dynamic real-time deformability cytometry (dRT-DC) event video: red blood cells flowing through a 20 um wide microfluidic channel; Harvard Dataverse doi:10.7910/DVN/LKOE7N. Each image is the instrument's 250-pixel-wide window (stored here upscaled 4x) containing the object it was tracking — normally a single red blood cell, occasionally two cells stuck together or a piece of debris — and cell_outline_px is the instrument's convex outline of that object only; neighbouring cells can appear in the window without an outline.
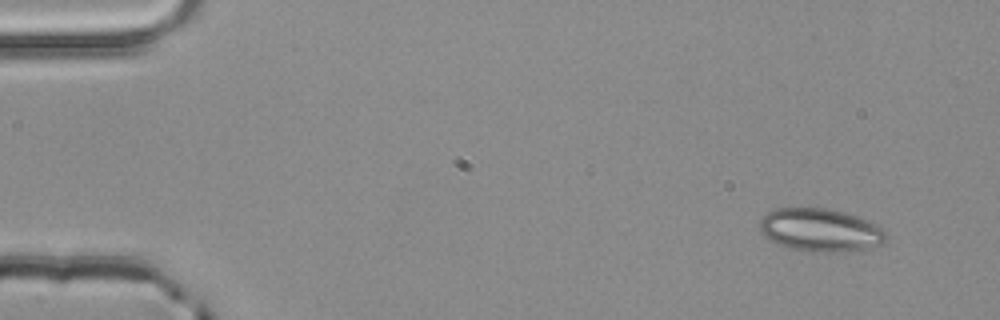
{"species": "common noctule bat (a hibernating species)", "species_latin": "Nyctalus noctula", "temperature_condition": "room temperature", "stored_images_in_passage": 3, "camera_frame_rate_fps": 3000, "um_per_image_px": 0.085, "animal": {"sex": "male", "body_mass_g": 20.4}, "frame": {"image": 1, "passage_image": 1, "time_ms": 0.0, "image_size_px": [1000, 320], "cell_outline_px": [[888, 236], [880, 244], [864, 248], [844, 252], [824, 252], [792, 248], [768, 240], [760, 232], [760, 220], [768, 212], [776, 208], [824, 208], [856, 216], [876, 224]], "centroid_in_image_um": [69.69, 19.55], "position_along_channel_um": 15.3, "area_um2": 31.1}}